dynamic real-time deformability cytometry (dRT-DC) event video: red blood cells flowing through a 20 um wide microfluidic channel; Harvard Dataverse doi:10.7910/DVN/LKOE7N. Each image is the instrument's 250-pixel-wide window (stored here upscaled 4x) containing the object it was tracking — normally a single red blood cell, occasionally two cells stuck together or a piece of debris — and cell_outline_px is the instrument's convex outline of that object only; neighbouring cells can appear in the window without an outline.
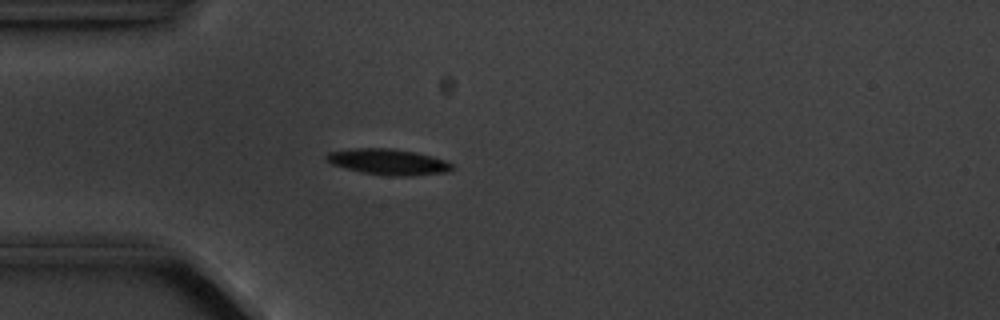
{"species": "common noctule bat (a hibernating species)", "species_latin": "Nyctalus noctula", "temperature_condition": "cold", "stored_images_in_passage": 3, "camera_frame_rate_fps": 3000, "um_per_image_px": 0.085, "animal": {"sex": "male", "body_mass_g": 20.1, "forearm_length_mm": 53.5}, "frame": {"image": 1, "passage_image": 3, "time_ms": 2.333, "image_size_px": [1000, 320], "cell_outline_px": [[452, 168], [448, 172], [412, 176], [392, 176], [364, 172], [332, 164], [324, 156], [328, 152], [356, 148], [392, 148], [416, 152], [432, 156], [444, 160], [452, 164]], "centroid_in_image_um": [33.03, 13.75], "position_along_channel_um": 52.0, "area_um2": 18.73}}